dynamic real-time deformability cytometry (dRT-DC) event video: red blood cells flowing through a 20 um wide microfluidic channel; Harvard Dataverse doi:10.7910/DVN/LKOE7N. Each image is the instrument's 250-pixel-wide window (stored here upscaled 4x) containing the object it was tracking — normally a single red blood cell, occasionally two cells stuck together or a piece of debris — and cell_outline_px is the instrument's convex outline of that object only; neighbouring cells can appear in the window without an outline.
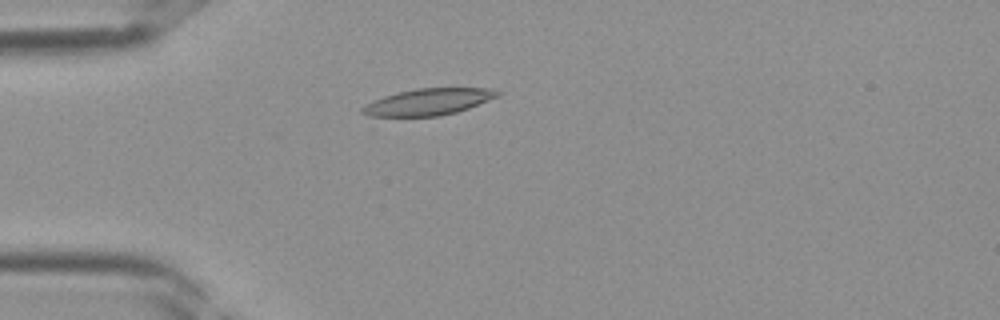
{"species": "Egyptian fruit bat (a non-hibernating species)", "species_latin": "Rousettus aegyptiacus", "temperature_condition": "room temperature", "stored_images_in_passage": 38, "camera_frame_rate_fps": 3000, "um_per_image_px": 0.085, "frame": {"image": 1, "passage_image": 10, "time_ms": 3.0, "image_size_px": [1000, 320], "cell_outline_px": [[500, 96], [468, 108], [456, 112], [440, 116], [368, 116], [360, 112], [360, 108], [384, 96], [416, 88], [484, 88], [500, 92]], "centroid_in_image_um": [36.41, 8.66], "position_along_channel_um": 48.6, "area_um2": 20.63}}
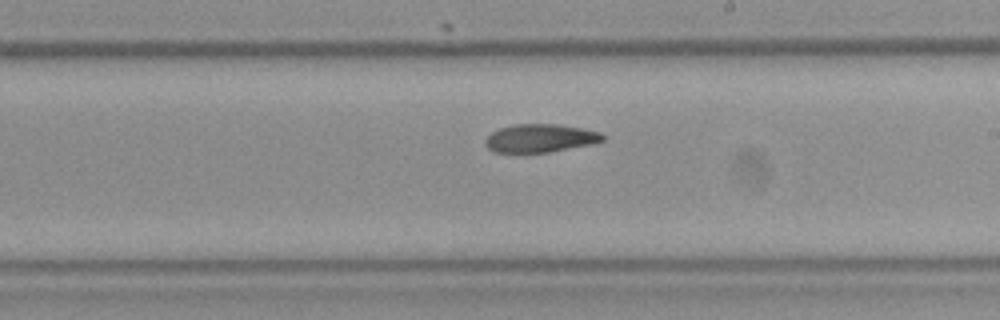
{"frame": {"image": 2, "passage_image": 22, "time_ms": 7.0, "image_size_px": [1000, 320], "cell_outline_px": [[604, 140], [592, 144], [548, 152], [492, 152], [484, 144], [484, 140], [492, 132], [500, 128], [516, 124], [556, 124], [584, 128], [600, 132], [604, 136]], "centroid_in_image_um": [45.91, 11.74], "position_along_channel_um": 243.1, "area_um2": 19.25}}
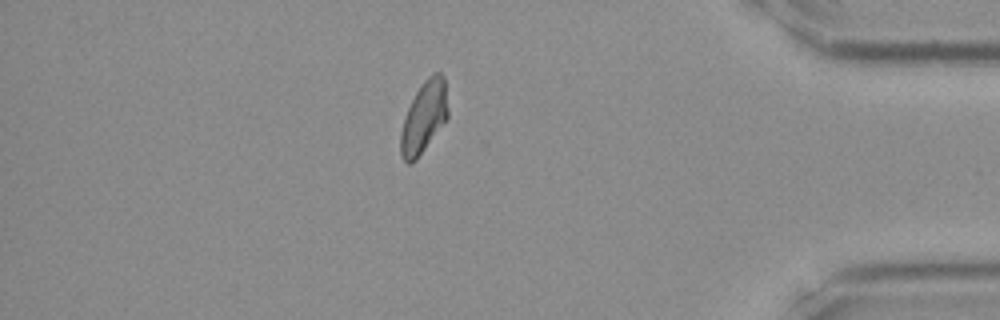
{"frame": {"image": 3, "passage_image": 33, "time_ms": 10.667, "image_size_px": [1000, 320], "cell_outline_px": [[448, 116], [416, 160], [412, 164], [408, 164], [400, 156], [400, 132], [404, 116], [416, 92], [424, 80], [432, 72], [440, 72], [444, 76], [448, 112]], "centroid_in_image_um": [36.01, 9.96], "position_along_channel_um": 399.2, "area_um2": 19.59}}